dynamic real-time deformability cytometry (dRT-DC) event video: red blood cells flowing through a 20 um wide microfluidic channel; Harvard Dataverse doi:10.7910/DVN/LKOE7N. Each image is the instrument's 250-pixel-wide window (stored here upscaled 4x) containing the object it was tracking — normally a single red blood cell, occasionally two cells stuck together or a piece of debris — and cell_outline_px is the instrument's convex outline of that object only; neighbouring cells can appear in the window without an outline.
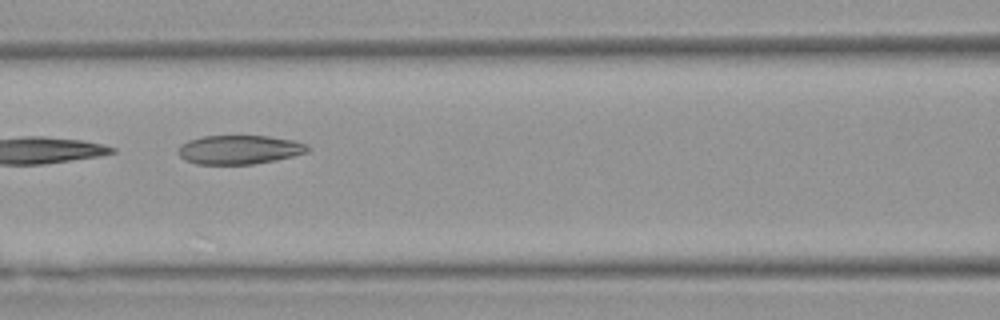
{"species": "Egyptian fruit bat (a non-hibernating species)", "species_latin": "Rousettus aegyptiacus", "temperature_condition": "warm", "stored_images_in_passage": 8, "camera_frame_rate_fps": 3000, "um_per_image_px": 0.085, "animal": {"sex": "female"}, "frame": {"image": 1, "passage_image": 6, "time_ms": 1.667, "image_size_px": [1000, 320], "cell_outline_px": [[312, 148], [308, 152], [276, 160], [256, 164], [196, 164], [184, 160], [180, 156], [180, 144], [188, 140], [204, 136], [268, 136], [296, 140], [308, 144]], "centroid_in_image_um": [20.4, 12.72], "position_along_channel_um": 146.2, "area_um2": 22.02}}